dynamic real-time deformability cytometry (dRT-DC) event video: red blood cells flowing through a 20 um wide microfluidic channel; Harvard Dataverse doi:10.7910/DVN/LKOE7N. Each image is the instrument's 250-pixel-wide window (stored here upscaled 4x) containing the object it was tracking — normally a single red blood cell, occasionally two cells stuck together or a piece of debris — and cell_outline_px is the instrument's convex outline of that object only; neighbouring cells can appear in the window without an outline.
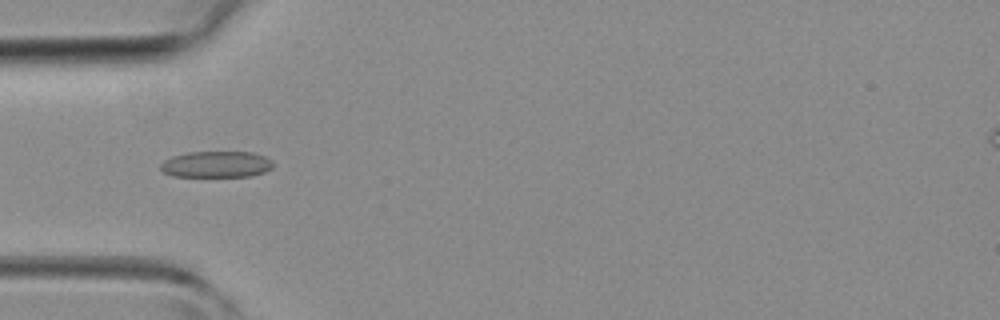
{"species": "common noctule bat (a hibernating species)", "species_latin": "Nyctalus noctula", "temperature_condition": "room temperature", "stored_images_in_passage": 36, "camera_frame_rate_fps": 3000, "um_per_image_px": 0.085, "animal": {"sex": "female", "body_mass_g": 19.3, "forearm_length_mm": 54.1}, "frame": {"image": 1, "passage_image": 6, "time_ms": 1.667, "image_size_px": [1000, 320], "cell_outline_px": [[272, 168], [264, 172], [252, 176], [172, 176], [164, 172], [160, 168], [160, 164], [164, 160], [172, 156], [188, 152], [252, 152], [264, 156], [272, 160]], "centroid_in_image_um": [18.38, 13.96], "position_along_channel_um": 66.6, "area_um2": 17.22}}
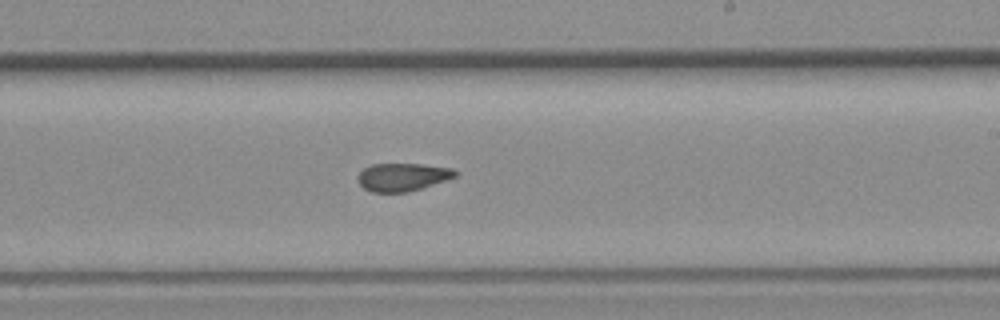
{"frame": {"image": 2, "passage_image": 18, "time_ms": 5.667, "image_size_px": [1000, 320], "cell_outline_px": [[460, 172], [456, 176], [408, 192], [372, 192], [364, 188], [356, 180], [356, 176], [364, 168], [372, 164], [420, 164], [452, 168]], "centroid_in_image_um": [34.18, 15.04], "position_along_channel_um": 254.8, "area_um2": 15.78}}
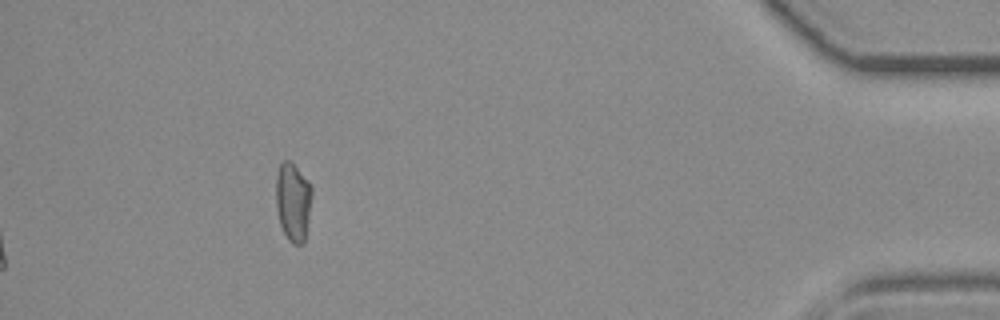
{"frame": {"image": 3, "passage_image": 32, "time_ms": 10.333, "image_size_px": [1000, 320], "cell_outline_px": [[312, 192], [308, 220], [304, 244], [292, 244], [288, 240], [280, 224], [276, 208], [276, 176], [280, 164], [284, 160], [288, 160], [308, 180], [312, 188]], "centroid_in_image_um": [24.9, 17.17], "position_along_channel_um": 410.3, "area_um2": 16.36}}